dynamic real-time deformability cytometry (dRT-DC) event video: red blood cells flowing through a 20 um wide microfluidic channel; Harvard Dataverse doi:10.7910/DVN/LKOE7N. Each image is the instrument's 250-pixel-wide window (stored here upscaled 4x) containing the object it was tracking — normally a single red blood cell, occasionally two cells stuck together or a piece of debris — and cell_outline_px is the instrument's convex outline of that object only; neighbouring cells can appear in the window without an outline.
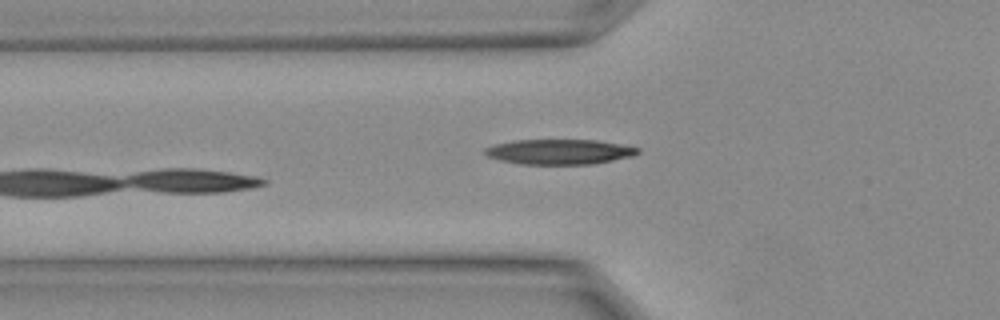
{"species": "Egyptian fruit bat (a non-hibernating species)", "species_latin": "Rousettus aegyptiacus", "temperature_condition": "warm", "stored_images_in_passage": 7, "camera_frame_rate_fps": 3000, "um_per_image_px": 0.085, "animal": {"sex": "female"}, "frame": {"image": 1, "passage_image": 7, "time_ms": 2.0, "image_size_px": [1000, 320], "cell_outline_px": [[640, 152], [632, 156], [596, 164], [520, 164], [500, 160], [488, 156], [484, 152], [484, 148], [492, 144], [512, 140], [596, 140], [620, 144], [640, 148]], "centroid_in_image_um": [47.53, 12.9], "position_along_channel_um": 78.3, "area_um2": 22.48}}